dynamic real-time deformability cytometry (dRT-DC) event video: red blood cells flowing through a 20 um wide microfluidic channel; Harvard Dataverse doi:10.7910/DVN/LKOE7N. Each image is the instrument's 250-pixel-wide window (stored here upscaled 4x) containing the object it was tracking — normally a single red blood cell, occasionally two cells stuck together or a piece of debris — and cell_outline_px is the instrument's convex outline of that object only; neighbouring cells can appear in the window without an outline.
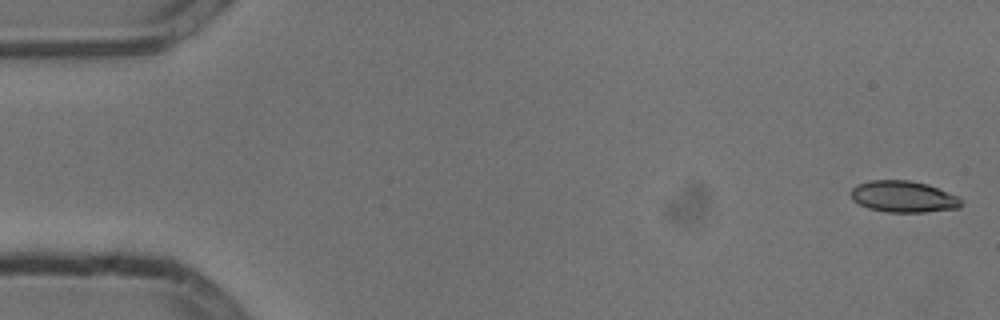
{"species": "common noctule bat (a hibernating species)", "species_latin": "Nyctalus noctula", "temperature_condition": "cold", "stored_images_in_passage": 53, "camera_frame_rate_fps": 3000, "um_per_image_px": 0.085, "animal": {"sex": "male", "body_mass_g": 13.3}, "frame": {"image": 1, "passage_image": 1, "time_ms": 0.0, "image_size_px": [1000, 320], "cell_outline_px": [[964, 204], [960, 208], [924, 212], [888, 212], [868, 208], [852, 200], [848, 192], [856, 184], [868, 180], [908, 180], [928, 184], [960, 196], [964, 200]], "centroid_in_image_um": [76.81, 16.71], "position_along_channel_um": 8.2, "area_um2": 20.69}}
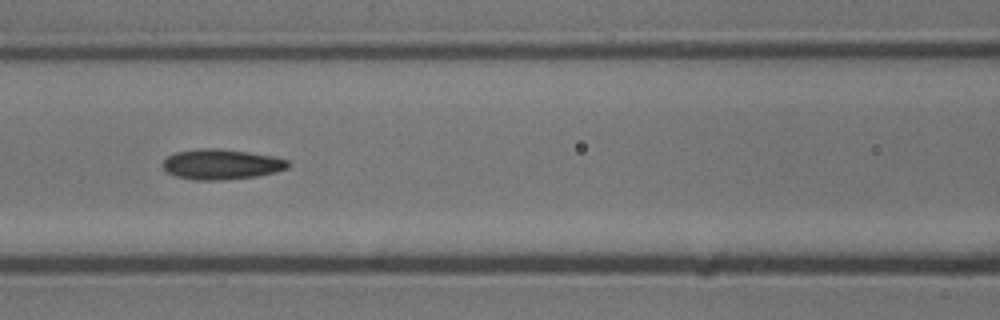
{"frame": {"image": 2, "passage_image": 23, "time_ms": 7.333, "image_size_px": [1000, 320], "cell_outline_px": [[288, 168], [276, 172], [256, 176], [220, 180], [196, 180], [176, 176], [168, 172], [164, 168], [164, 160], [168, 156], [176, 152], [200, 148], [216, 148], [248, 152], [272, 156], [288, 160]], "centroid_in_image_um": [18.82, 13.96], "position_along_channel_um": 147.8, "area_um2": 21.85}}
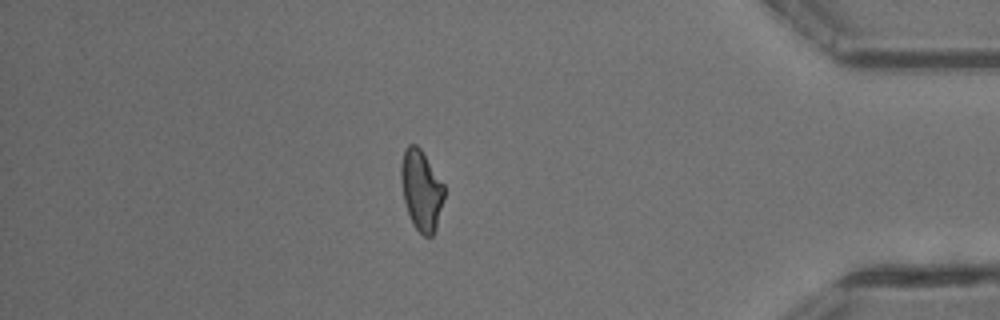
{"frame": {"image": 3, "passage_image": 46, "time_ms": 15.0, "image_size_px": [1000, 320], "cell_outline_px": [[444, 196], [436, 228], [432, 236], [424, 236], [412, 224], [404, 200], [400, 176], [400, 168], [404, 152], [408, 144], [416, 144], [420, 148], [444, 184]], "centroid_in_image_um": [35.8, 16.16], "position_along_channel_um": 399.4, "area_um2": 20.0}, "authors_computed_cell_mechanics": {"area_um2": 20.9236, "velocity_mm_per_s": 3.7988, "shape_relaxation_time_tau1_ms": 5.9661, "shape_relaxation_time_tau2_ms": 4.8976, "deformation_change_tau1": 0.1432, "deformation_change_tau2": 0.1259}}